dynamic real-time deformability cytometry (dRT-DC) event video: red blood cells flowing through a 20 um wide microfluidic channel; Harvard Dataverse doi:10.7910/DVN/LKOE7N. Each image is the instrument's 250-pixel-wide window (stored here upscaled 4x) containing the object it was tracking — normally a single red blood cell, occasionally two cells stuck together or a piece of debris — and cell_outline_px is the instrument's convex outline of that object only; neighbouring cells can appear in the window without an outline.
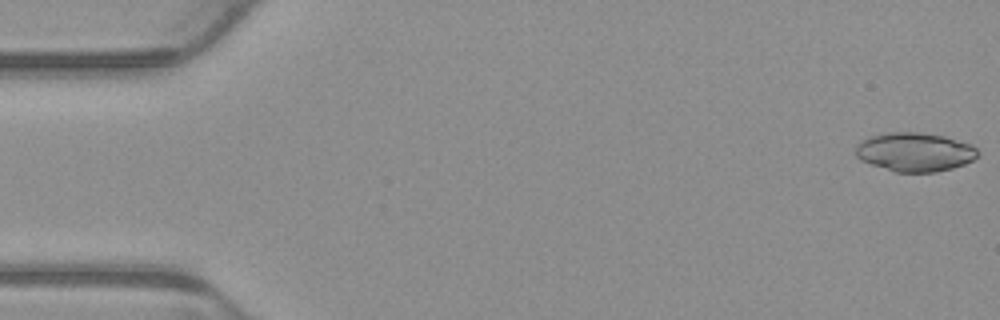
{"species": "common noctule bat (a hibernating species)", "species_latin": "Nyctalus noctula", "temperature_condition": "warm", "stored_images_in_passage": 4, "camera_frame_rate_fps": 3000, "um_per_image_px": 0.085, "animal": {"sex": "male", "body_mass_g": 23.1, "forearm_length_mm": 52.7}, "frame": {"image": 1, "passage_image": 1, "time_ms": 0.0, "image_size_px": [1000, 320], "cell_outline_px": [[980, 152], [972, 160], [964, 164], [952, 168], [936, 172], [896, 172], [860, 160], [856, 156], [856, 144], [860, 140], [868, 136], [888, 132], [920, 132], [944, 136], [972, 144]], "centroid_in_image_um": [77.74, 12.91], "position_along_channel_um": 7.3, "area_um2": 27.8}}